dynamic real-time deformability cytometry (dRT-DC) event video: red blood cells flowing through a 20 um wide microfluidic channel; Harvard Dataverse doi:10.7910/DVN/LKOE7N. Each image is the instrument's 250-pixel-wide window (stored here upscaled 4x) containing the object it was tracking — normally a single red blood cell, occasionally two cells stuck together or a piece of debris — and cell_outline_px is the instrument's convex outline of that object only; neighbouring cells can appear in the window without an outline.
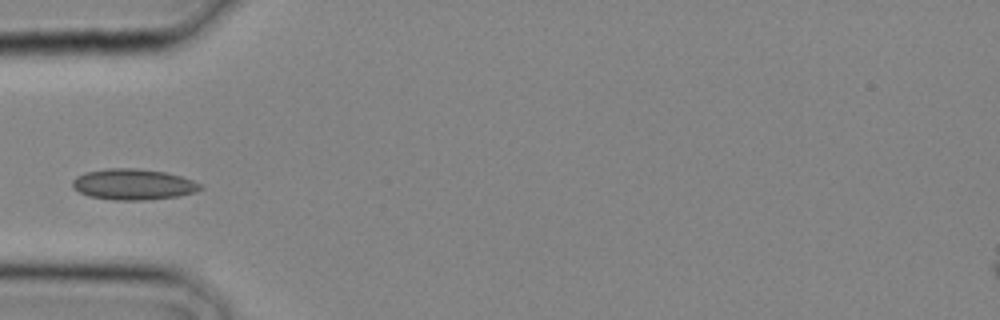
{"species": "common noctule bat (a hibernating species)", "species_latin": "Nyctalus noctula", "temperature_condition": "cold", "stored_images_in_passage": 13, "camera_frame_rate_fps": 3000, "um_per_image_px": 0.085, "animal": {"sex": "male", "body_mass_g": 20.4}, "frame": {"image": 1, "passage_image": 8, "time_ms": 2.333, "image_size_px": [1000, 320], "cell_outline_px": [[204, 188], [196, 192], [176, 196], [144, 200], [116, 200], [88, 196], [72, 188], [72, 180], [76, 176], [84, 172], [108, 168], [136, 168], [168, 172], [192, 180], [200, 184]], "centroid_in_image_um": [11.31, 15.66], "position_along_channel_um": 73.7, "area_um2": 23.12}}
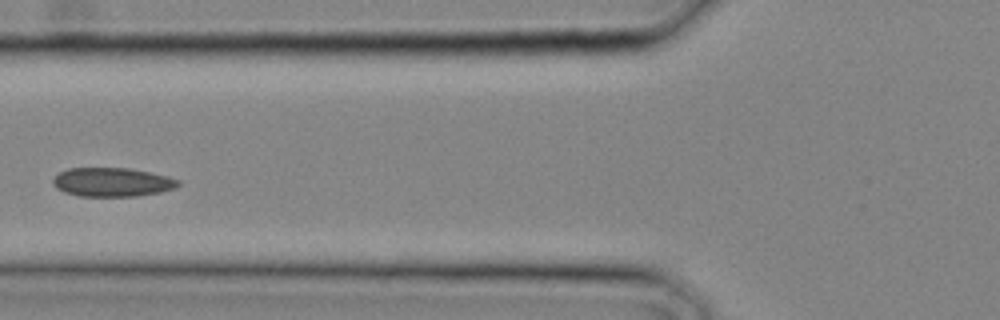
{"frame": {"image": 2, "passage_image": 10, "time_ms": 3.0, "image_size_px": [1000, 320], "cell_outline_px": [[180, 184], [172, 188], [160, 192], [136, 196], [80, 196], [64, 192], [56, 188], [52, 184], [52, 180], [60, 172], [68, 168], [128, 168], [168, 176], [180, 180]], "centroid_in_image_um": [9.51, 15.48], "position_along_channel_um": 116.3, "area_um2": 20.98}}
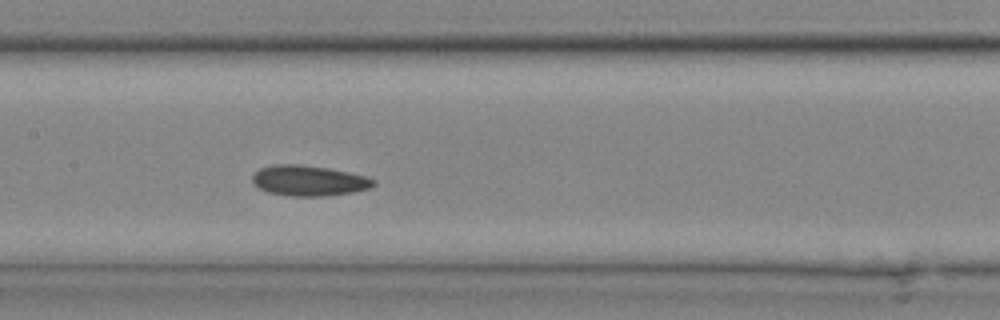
{"frame": {"image": 3, "passage_image": 13, "time_ms": 4.0, "image_size_px": [1000, 320], "cell_outline_px": [[376, 184], [368, 188], [352, 192], [324, 196], [292, 196], [268, 192], [260, 188], [252, 180], [252, 176], [260, 168], [272, 164], [300, 164], [328, 168], [348, 172], [364, 176], [376, 180]], "centroid_in_image_um": [26.24, 15.34], "position_along_channel_um": 181.2, "area_um2": 21.33}}